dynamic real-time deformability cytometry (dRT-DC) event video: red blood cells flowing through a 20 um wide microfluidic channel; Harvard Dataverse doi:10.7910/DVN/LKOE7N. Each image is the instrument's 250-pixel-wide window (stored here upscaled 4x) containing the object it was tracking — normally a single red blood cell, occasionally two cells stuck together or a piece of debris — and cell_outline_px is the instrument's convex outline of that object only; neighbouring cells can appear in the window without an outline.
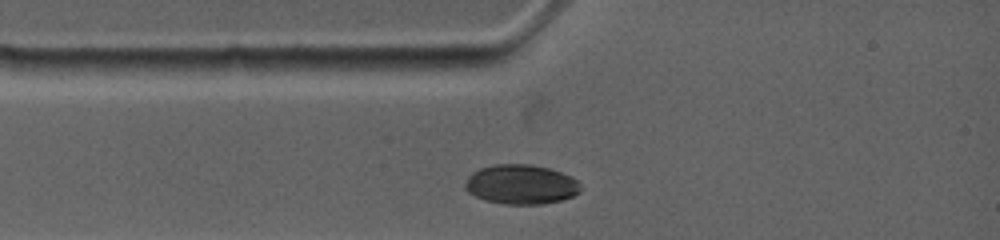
{"species": "common noctule bat (a hibernating species)", "species_latin": "Nyctalus noctula", "temperature_condition": "warm", "stored_images_in_passage": 16, "camera_frame_rate_fps": 4500, "um_per_image_px": 0.085, "animal": {"sex": "female", "body_mass_g": 19.0, "forearm_length_mm": 53.3}, "frame": {"image": 1, "passage_image": 1, "time_ms": 0.0, "image_size_px": [1000, 240], "cell_outline_px": [[580, 192], [564, 200], [544, 204], [504, 204], [484, 200], [468, 192], [464, 188], [464, 184], [468, 176], [472, 172], [480, 168], [496, 164], [528, 164], [548, 168], [572, 176], [580, 184]], "centroid_in_image_um": [44.28, 15.68], "position_along_channel_um": 40.7, "area_um2": 26.76}}
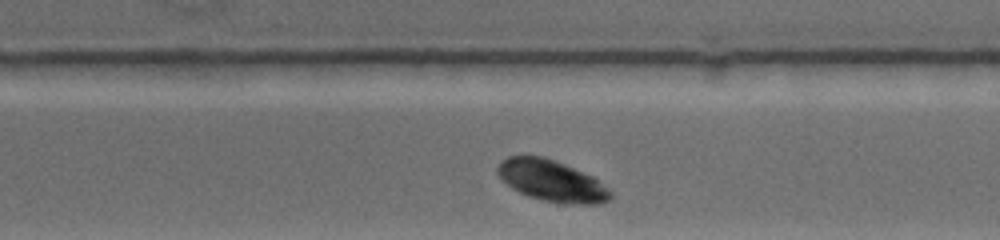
{"frame": {"image": 2, "passage_image": 10, "time_ms": 5.333, "image_size_px": [1000, 240], "cell_outline_px": [[612, 196], [608, 200], [600, 204], [568, 204], [544, 200], [528, 196], [512, 188], [496, 172], [496, 168], [500, 160], [508, 156], [544, 156], [564, 164], [592, 176], [608, 188], [612, 192]], "centroid_in_image_um": [46.89, 15.36], "position_along_channel_um": 242.1, "area_um2": 26.99}}
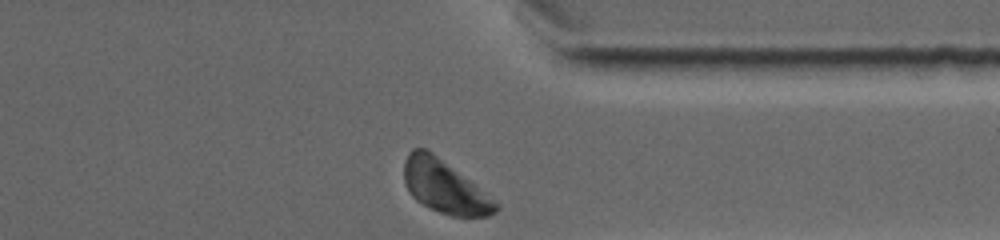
{"frame": {"image": 3, "passage_image": 16, "time_ms": 8.889, "image_size_px": [1000, 240], "cell_outline_px": [[500, 208], [496, 212], [488, 216], [452, 216], [440, 212], [416, 200], [408, 192], [404, 184], [404, 160], [408, 152], [412, 148], [424, 148], [432, 152], [476, 184], [500, 204]], "centroid_in_image_um": [37.79, 15.86], "position_along_channel_um": 373.6, "area_um2": 28.26}}